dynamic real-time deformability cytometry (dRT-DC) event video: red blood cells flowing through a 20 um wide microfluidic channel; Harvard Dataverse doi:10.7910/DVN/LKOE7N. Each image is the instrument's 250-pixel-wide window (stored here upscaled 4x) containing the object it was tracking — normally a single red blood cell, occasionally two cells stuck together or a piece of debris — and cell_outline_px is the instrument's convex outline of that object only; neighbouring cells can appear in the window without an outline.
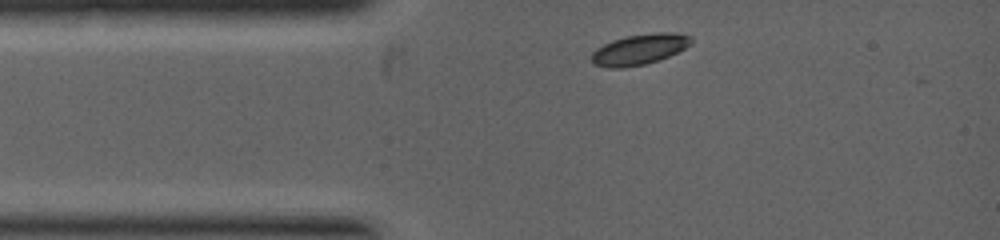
{"species": "common noctule bat (a hibernating species)", "species_latin": "Nyctalus noctula", "temperature_condition": "warm", "stored_images_in_passage": 2, "camera_frame_rate_fps": 5000, "um_per_image_px": 0.085, "animal": {"sex": "female", "body_mass_g": 19.0, "forearm_length_mm": 53.3}, "frame": {"image": 1, "passage_image": 1, "time_ms": 0.0, "image_size_px": [1000, 240], "cell_outline_px": [[692, 40], [684, 48], [668, 56], [644, 64], [620, 68], [608, 68], [592, 64], [592, 52], [596, 48], [612, 40], [624, 36], [656, 32], [676, 32], [692, 36]], "centroid_in_image_um": [54.31, 4.18], "position_along_channel_um": 30.7, "area_um2": 17.69}}